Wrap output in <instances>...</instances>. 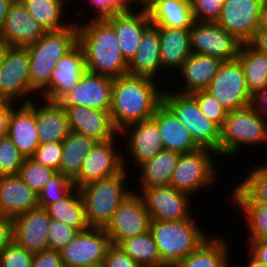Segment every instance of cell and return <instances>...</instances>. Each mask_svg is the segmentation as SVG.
<instances>
[{
    "instance_id": "obj_13",
    "label": "cell",
    "mask_w": 267,
    "mask_h": 267,
    "mask_svg": "<svg viewBox=\"0 0 267 267\" xmlns=\"http://www.w3.org/2000/svg\"><path fill=\"white\" fill-rule=\"evenodd\" d=\"M150 222L142 197L133 191L113 213L112 219L104 229L111 244L118 245L126 238L148 232Z\"/></svg>"
},
{
    "instance_id": "obj_51",
    "label": "cell",
    "mask_w": 267,
    "mask_h": 267,
    "mask_svg": "<svg viewBox=\"0 0 267 267\" xmlns=\"http://www.w3.org/2000/svg\"><path fill=\"white\" fill-rule=\"evenodd\" d=\"M102 267H141L119 246L111 245L106 253Z\"/></svg>"
},
{
    "instance_id": "obj_29",
    "label": "cell",
    "mask_w": 267,
    "mask_h": 267,
    "mask_svg": "<svg viewBox=\"0 0 267 267\" xmlns=\"http://www.w3.org/2000/svg\"><path fill=\"white\" fill-rule=\"evenodd\" d=\"M160 40L162 69L178 71L192 54L190 29L157 27Z\"/></svg>"
},
{
    "instance_id": "obj_21",
    "label": "cell",
    "mask_w": 267,
    "mask_h": 267,
    "mask_svg": "<svg viewBox=\"0 0 267 267\" xmlns=\"http://www.w3.org/2000/svg\"><path fill=\"white\" fill-rule=\"evenodd\" d=\"M46 30L29 15L20 0H14L0 28V39L9 46L26 47L36 43Z\"/></svg>"
},
{
    "instance_id": "obj_54",
    "label": "cell",
    "mask_w": 267,
    "mask_h": 267,
    "mask_svg": "<svg viewBox=\"0 0 267 267\" xmlns=\"http://www.w3.org/2000/svg\"><path fill=\"white\" fill-rule=\"evenodd\" d=\"M249 241V242H248ZM246 252H249L256 260L267 265V240H247Z\"/></svg>"
},
{
    "instance_id": "obj_52",
    "label": "cell",
    "mask_w": 267,
    "mask_h": 267,
    "mask_svg": "<svg viewBox=\"0 0 267 267\" xmlns=\"http://www.w3.org/2000/svg\"><path fill=\"white\" fill-rule=\"evenodd\" d=\"M31 267H64L60 251L46 249L34 253Z\"/></svg>"
},
{
    "instance_id": "obj_6",
    "label": "cell",
    "mask_w": 267,
    "mask_h": 267,
    "mask_svg": "<svg viewBox=\"0 0 267 267\" xmlns=\"http://www.w3.org/2000/svg\"><path fill=\"white\" fill-rule=\"evenodd\" d=\"M162 103L187 128L199 147L212 149L219 157L220 128L201 112L191 94L165 90Z\"/></svg>"
},
{
    "instance_id": "obj_25",
    "label": "cell",
    "mask_w": 267,
    "mask_h": 267,
    "mask_svg": "<svg viewBox=\"0 0 267 267\" xmlns=\"http://www.w3.org/2000/svg\"><path fill=\"white\" fill-rule=\"evenodd\" d=\"M223 61L220 58L192 53L177 71L181 74L179 81L183 83L180 91L182 94H192L197 91L206 90L213 78L216 76ZM184 81V82H183Z\"/></svg>"
},
{
    "instance_id": "obj_10",
    "label": "cell",
    "mask_w": 267,
    "mask_h": 267,
    "mask_svg": "<svg viewBox=\"0 0 267 267\" xmlns=\"http://www.w3.org/2000/svg\"><path fill=\"white\" fill-rule=\"evenodd\" d=\"M206 91L228 112L247 107L251 102L243 68L237 59L223 61Z\"/></svg>"
},
{
    "instance_id": "obj_2",
    "label": "cell",
    "mask_w": 267,
    "mask_h": 267,
    "mask_svg": "<svg viewBox=\"0 0 267 267\" xmlns=\"http://www.w3.org/2000/svg\"><path fill=\"white\" fill-rule=\"evenodd\" d=\"M88 18L86 23H77L86 70L112 79L128 74V63L121 55L113 27L105 19Z\"/></svg>"
},
{
    "instance_id": "obj_1",
    "label": "cell",
    "mask_w": 267,
    "mask_h": 267,
    "mask_svg": "<svg viewBox=\"0 0 267 267\" xmlns=\"http://www.w3.org/2000/svg\"><path fill=\"white\" fill-rule=\"evenodd\" d=\"M141 76L126 74L113 79L110 117L114 127L121 131L125 126L152 118L162 104L164 86Z\"/></svg>"
},
{
    "instance_id": "obj_47",
    "label": "cell",
    "mask_w": 267,
    "mask_h": 267,
    "mask_svg": "<svg viewBox=\"0 0 267 267\" xmlns=\"http://www.w3.org/2000/svg\"><path fill=\"white\" fill-rule=\"evenodd\" d=\"M95 15L91 19H105L119 12H129L137 8V0H89Z\"/></svg>"
},
{
    "instance_id": "obj_48",
    "label": "cell",
    "mask_w": 267,
    "mask_h": 267,
    "mask_svg": "<svg viewBox=\"0 0 267 267\" xmlns=\"http://www.w3.org/2000/svg\"><path fill=\"white\" fill-rule=\"evenodd\" d=\"M194 20L197 22H216L225 0H189Z\"/></svg>"
},
{
    "instance_id": "obj_60",
    "label": "cell",
    "mask_w": 267,
    "mask_h": 267,
    "mask_svg": "<svg viewBox=\"0 0 267 267\" xmlns=\"http://www.w3.org/2000/svg\"><path fill=\"white\" fill-rule=\"evenodd\" d=\"M160 1L165 0H137V8L148 13Z\"/></svg>"
},
{
    "instance_id": "obj_62",
    "label": "cell",
    "mask_w": 267,
    "mask_h": 267,
    "mask_svg": "<svg viewBox=\"0 0 267 267\" xmlns=\"http://www.w3.org/2000/svg\"><path fill=\"white\" fill-rule=\"evenodd\" d=\"M7 44H5L1 39H0V66H1V62L3 60L5 51L7 49Z\"/></svg>"
},
{
    "instance_id": "obj_35",
    "label": "cell",
    "mask_w": 267,
    "mask_h": 267,
    "mask_svg": "<svg viewBox=\"0 0 267 267\" xmlns=\"http://www.w3.org/2000/svg\"><path fill=\"white\" fill-rule=\"evenodd\" d=\"M96 142L91 137L70 131L62 141L60 172L74 181L80 174L84 159Z\"/></svg>"
},
{
    "instance_id": "obj_30",
    "label": "cell",
    "mask_w": 267,
    "mask_h": 267,
    "mask_svg": "<svg viewBox=\"0 0 267 267\" xmlns=\"http://www.w3.org/2000/svg\"><path fill=\"white\" fill-rule=\"evenodd\" d=\"M77 20L57 31H46L36 43L26 46L29 58L61 59L78 43Z\"/></svg>"
},
{
    "instance_id": "obj_41",
    "label": "cell",
    "mask_w": 267,
    "mask_h": 267,
    "mask_svg": "<svg viewBox=\"0 0 267 267\" xmlns=\"http://www.w3.org/2000/svg\"><path fill=\"white\" fill-rule=\"evenodd\" d=\"M56 172L55 169L37 163L31 157H26L18 175L38 194Z\"/></svg>"
},
{
    "instance_id": "obj_40",
    "label": "cell",
    "mask_w": 267,
    "mask_h": 267,
    "mask_svg": "<svg viewBox=\"0 0 267 267\" xmlns=\"http://www.w3.org/2000/svg\"><path fill=\"white\" fill-rule=\"evenodd\" d=\"M248 168L244 179L236 186L255 204L267 205V166L259 164ZM243 179V180H242Z\"/></svg>"
},
{
    "instance_id": "obj_14",
    "label": "cell",
    "mask_w": 267,
    "mask_h": 267,
    "mask_svg": "<svg viewBox=\"0 0 267 267\" xmlns=\"http://www.w3.org/2000/svg\"><path fill=\"white\" fill-rule=\"evenodd\" d=\"M119 137L122 136L117 134L111 140L94 144L83 161L79 176L73 181L77 189L88 183L115 176L124 169L123 149L118 150L120 148L116 147Z\"/></svg>"
},
{
    "instance_id": "obj_46",
    "label": "cell",
    "mask_w": 267,
    "mask_h": 267,
    "mask_svg": "<svg viewBox=\"0 0 267 267\" xmlns=\"http://www.w3.org/2000/svg\"><path fill=\"white\" fill-rule=\"evenodd\" d=\"M79 231L59 220L50 218L48 227V249L60 251L68 245Z\"/></svg>"
},
{
    "instance_id": "obj_57",
    "label": "cell",
    "mask_w": 267,
    "mask_h": 267,
    "mask_svg": "<svg viewBox=\"0 0 267 267\" xmlns=\"http://www.w3.org/2000/svg\"><path fill=\"white\" fill-rule=\"evenodd\" d=\"M247 43L256 51L267 55V31L256 30Z\"/></svg>"
},
{
    "instance_id": "obj_63",
    "label": "cell",
    "mask_w": 267,
    "mask_h": 267,
    "mask_svg": "<svg viewBox=\"0 0 267 267\" xmlns=\"http://www.w3.org/2000/svg\"><path fill=\"white\" fill-rule=\"evenodd\" d=\"M159 267H179L177 264H167V265H161Z\"/></svg>"
},
{
    "instance_id": "obj_8",
    "label": "cell",
    "mask_w": 267,
    "mask_h": 267,
    "mask_svg": "<svg viewBox=\"0 0 267 267\" xmlns=\"http://www.w3.org/2000/svg\"><path fill=\"white\" fill-rule=\"evenodd\" d=\"M32 96L39 98L30 82L28 50L8 45L0 66V99L30 103Z\"/></svg>"
},
{
    "instance_id": "obj_55",
    "label": "cell",
    "mask_w": 267,
    "mask_h": 267,
    "mask_svg": "<svg viewBox=\"0 0 267 267\" xmlns=\"http://www.w3.org/2000/svg\"><path fill=\"white\" fill-rule=\"evenodd\" d=\"M16 104L18 103L0 99V139L7 136L9 117Z\"/></svg>"
},
{
    "instance_id": "obj_32",
    "label": "cell",
    "mask_w": 267,
    "mask_h": 267,
    "mask_svg": "<svg viewBox=\"0 0 267 267\" xmlns=\"http://www.w3.org/2000/svg\"><path fill=\"white\" fill-rule=\"evenodd\" d=\"M180 154L170 150H163L150 160L142 163L136 171L139 174L137 183L139 188L169 185L174 169L177 166ZM141 186V187H140Z\"/></svg>"
},
{
    "instance_id": "obj_4",
    "label": "cell",
    "mask_w": 267,
    "mask_h": 267,
    "mask_svg": "<svg viewBox=\"0 0 267 267\" xmlns=\"http://www.w3.org/2000/svg\"><path fill=\"white\" fill-rule=\"evenodd\" d=\"M198 225L195 217L182 221L150 222L149 231L164 265L178 264L211 236Z\"/></svg>"
},
{
    "instance_id": "obj_24",
    "label": "cell",
    "mask_w": 267,
    "mask_h": 267,
    "mask_svg": "<svg viewBox=\"0 0 267 267\" xmlns=\"http://www.w3.org/2000/svg\"><path fill=\"white\" fill-rule=\"evenodd\" d=\"M37 207L38 194L19 175L0 176V217L13 218Z\"/></svg>"
},
{
    "instance_id": "obj_5",
    "label": "cell",
    "mask_w": 267,
    "mask_h": 267,
    "mask_svg": "<svg viewBox=\"0 0 267 267\" xmlns=\"http://www.w3.org/2000/svg\"><path fill=\"white\" fill-rule=\"evenodd\" d=\"M267 145V120L249 105L227 113L220 128L219 157L232 158L243 146Z\"/></svg>"
},
{
    "instance_id": "obj_56",
    "label": "cell",
    "mask_w": 267,
    "mask_h": 267,
    "mask_svg": "<svg viewBox=\"0 0 267 267\" xmlns=\"http://www.w3.org/2000/svg\"><path fill=\"white\" fill-rule=\"evenodd\" d=\"M12 218L0 217V254L12 240Z\"/></svg>"
},
{
    "instance_id": "obj_9",
    "label": "cell",
    "mask_w": 267,
    "mask_h": 267,
    "mask_svg": "<svg viewBox=\"0 0 267 267\" xmlns=\"http://www.w3.org/2000/svg\"><path fill=\"white\" fill-rule=\"evenodd\" d=\"M133 190L142 197L151 221H182L194 216L190 209L193 196L170 185Z\"/></svg>"
},
{
    "instance_id": "obj_31",
    "label": "cell",
    "mask_w": 267,
    "mask_h": 267,
    "mask_svg": "<svg viewBox=\"0 0 267 267\" xmlns=\"http://www.w3.org/2000/svg\"><path fill=\"white\" fill-rule=\"evenodd\" d=\"M212 235L177 265L179 267H232L228 238L225 240V235L224 238L222 235Z\"/></svg>"
},
{
    "instance_id": "obj_26",
    "label": "cell",
    "mask_w": 267,
    "mask_h": 267,
    "mask_svg": "<svg viewBox=\"0 0 267 267\" xmlns=\"http://www.w3.org/2000/svg\"><path fill=\"white\" fill-rule=\"evenodd\" d=\"M35 101L37 102L36 129L39 143L62 142L70 133L65 108L59 102L42 98L40 103H38V99Z\"/></svg>"
},
{
    "instance_id": "obj_28",
    "label": "cell",
    "mask_w": 267,
    "mask_h": 267,
    "mask_svg": "<svg viewBox=\"0 0 267 267\" xmlns=\"http://www.w3.org/2000/svg\"><path fill=\"white\" fill-rule=\"evenodd\" d=\"M152 118L158 125L165 150L183 154L200 148L191 138L187 128L163 103L156 109Z\"/></svg>"
},
{
    "instance_id": "obj_18",
    "label": "cell",
    "mask_w": 267,
    "mask_h": 267,
    "mask_svg": "<svg viewBox=\"0 0 267 267\" xmlns=\"http://www.w3.org/2000/svg\"><path fill=\"white\" fill-rule=\"evenodd\" d=\"M85 55L82 46L77 43L57 61L48 88L39 95V99L59 102L86 72Z\"/></svg>"
},
{
    "instance_id": "obj_53",
    "label": "cell",
    "mask_w": 267,
    "mask_h": 267,
    "mask_svg": "<svg viewBox=\"0 0 267 267\" xmlns=\"http://www.w3.org/2000/svg\"><path fill=\"white\" fill-rule=\"evenodd\" d=\"M250 106L259 116L267 120V86L251 95Z\"/></svg>"
},
{
    "instance_id": "obj_43",
    "label": "cell",
    "mask_w": 267,
    "mask_h": 267,
    "mask_svg": "<svg viewBox=\"0 0 267 267\" xmlns=\"http://www.w3.org/2000/svg\"><path fill=\"white\" fill-rule=\"evenodd\" d=\"M56 59L29 58V72L32 89L40 95L48 88Z\"/></svg>"
},
{
    "instance_id": "obj_12",
    "label": "cell",
    "mask_w": 267,
    "mask_h": 267,
    "mask_svg": "<svg viewBox=\"0 0 267 267\" xmlns=\"http://www.w3.org/2000/svg\"><path fill=\"white\" fill-rule=\"evenodd\" d=\"M191 51L194 54L232 61L238 56L242 42L216 22L195 21L190 28Z\"/></svg>"
},
{
    "instance_id": "obj_44",
    "label": "cell",
    "mask_w": 267,
    "mask_h": 267,
    "mask_svg": "<svg viewBox=\"0 0 267 267\" xmlns=\"http://www.w3.org/2000/svg\"><path fill=\"white\" fill-rule=\"evenodd\" d=\"M25 158L8 136L0 139V176L18 175Z\"/></svg>"
},
{
    "instance_id": "obj_45",
    "label": "cell",
    "mask_w": 267,
    "mask_h": 267,
    "mask_svg": "<svg viewBox=\"0 0 267 267\" xmlns=\"http://www.w3.org/2000/svg\"><path fill=\"white\" fill-rule=\"evenodd\" d=\"M198 103L201 112L219 128L223 126L228 111L206 90L191 94Z\"/></svg>"
},
{
    "instance_id": "obj_23",
    "label": "cell",
    "mask_w": 267,
    "mask_h": 267,
    "mask_svg": "<svg viewBox=\"0 0 267 267\" xmlns=\"http://www.w3.org/2000/svg\"><path fill=\"white\" fill-rule=\"evenodd\" d=\"M7 136L25 156L31 157L39 147L36 129V102L20 103L12 108Z\"/></svg>"
},
{
    "instance_id": "obj_20",
    "label": "cell",
    "mask_w": 267,
    "mask_h": 267,
    "mask_svg": "<svg viewBox=\"0 0 267 267\" xmlns=\"http://www.w3.org/2000/svg\"><path fill=\"white\" fill-rule=\"evenodd\" d=\"M105 20L113 27L121 55L129 63L138 50L144 31L152 24L149 13L136 8L113 14Z\"/></svg>"
},
{
    "instance_id": "obj_58",
    "label": "cell",
    "mask_w": 267,
    "mask_h": 267,
    "mask_svg": "<svg viewBox=\"0 0 267 267\" xmlns=\"http://www.w3.org/2000/svg\"><path fill=\"white\" fill-rule=\"evenodd\" d=\"M257 30L267 31V0L261 7Z\"/></svg>"
},
{
    "instance_id": "obj_39",
    "label": "cell",
    "mask_w": 267,
    "mask_h": 267,
    "mask_svg": "<svg viewBox=\"0 0 267 267\" xmlns=\"http://www.w3.org/2000/svg\"><path fill=\"white\" fill-rule=\"evenodd\" d=\"M117 246L141 267H159L164 265L159 259V251L150 231L142 235L126 238Z\"/></svg>"
},
{
    "instance_id": "obj_22",
    "label": "cell",
    "mask_w": 267,
    "mask_h": 267,
    "mask_svg": "<svg viewBox=\"0 0 267 267\" xmlns=\"http://www.w3.org/2000/svg\"><path fill=\"white\" fill-rule=\"evenodd\" d=\"M70 131L86 135L97 142L114 138L119 131L114 127L108 111L85 106H63Z\"/></svg>"
},
{
    "instance_id": "obj_16",
    "label": "cell",
    "mask_w": 267,
    "mask_h": 267,
    "mask_svg": "<svg viewBox=\"0 0 267 267\" xmlns=\"http://www.w3.org/2000/svg\"><path fill=\"white\" fill-rule=\"evenodd\" d=\"M113 79L86 71L81 80L60 101L62 106H85L110 111Z\"/></svg>"
},
{
    "instance_id": "obj_42",
    "label": "cell",
    "mask_w": 267,
    "mask_h": 267,
    "mask_svg": "<svg viewBox=\"0 0 267 267\" xmlns=\"http://www.w3.org/2000/svg\"><path fill=\"white\" fill-rule=\"evenodd\" d=\"M75 188L72 180L61 172H56L46 186L38 193V204L41 208L66 197Z\"/></svg>"
},
{
    "instance_id": "obj_11",
    "label": "cell",
    "mask_w": 267,
    "mask_h": 267,
    "mask_svg": "<svg viewBox=\"0 0 267 267\" xmlns=\"http://www.w3.org/2000/svg\"><path fill=\"white\" fill-rule=\"evenodd\" d=\"M104 228L89 227L60 250L64 267H100L111 246Z\"/></svg>"
},
{
    "instance_id": "obj_36",
    "label": "cell",
    "mask_w": 267,
    "mask_h": 267,
    "mask_svg": "<svg viewBox=\"0 0 267 267\" xmlns=\"http://www.w3.org/2000/svg\"><path fill=\"white\" fill-rule=\"evenodd\" d=\"M25 9L46 31H57L68 27L65 9L69 0H20ZM66 4V5H65ZM67 20V21H66Z\"/></svg>"
},
{
    "instance_id": "obj_3",
    "label": "cell",
    "mask_w": 267,
    "mask_h": 267,
    "mask_svg": "<svg viewBox=\"0 0 267 267\" xmlns=\"http://www.w3.org/2000/svg\"><path fill=\"white\" fill-rule=\"evenodd\" d=\"M125 168L112 177L86 184L79 188L90 227L105 228L120 204L134 191L126 185Z\"/></svg>"
},
{
    "instance_id": "obj_33",
    "label": "cell",
    "mask_w": 267,
    "mask_h": 267,
    "mask_svg": "<svg viewBox=\"0 0 267 267\" xmlns=\"http://www.w3.org/2000/svg\"><path fill=\"white\" fill-rule=\"evenodd\" d=\"M232 190L228 198L247 223L246 240H267V205L253 203L236 185Z\"/></svg>"
},
{
    "instance_id": "obj_17",
    "label": "cell",
    "mask_w": 267,
    "mask_h": 267,
    "mask_svg": "<svg viewBox=\"0 0 267 267\" xmlns=\"http://www.w3.org/2000/svg\"><path fill=\"white\" fill-rule=\"evenodd\" d=\"M265 0H225L216 23L247 43L257 30L260 10Z\"/></svg>"
},
{
    "instance_id": "obj_50",
    "label": "cell",
    "mask_w": 267,
    "mask_h": 267,
    "mask_svg": "<svg viewBox=\"0 0 267 267\" xmlns=\"http://www.w3.org/2000/svg\"><path fill=\"white\" fill-rule=\"evenodd\" d=\"M33 255L12 241L0 254V267H31Z\"/></svg>"
},
{
    "instance_id": "obj_15",
    "label": "cell",
    "mask_w": 267,
    "mask_h": 267,
    "mask_svg": "<svg viewBox=\"0 0 267 267\" xmlns=\"http://www.w3.org/2000/svg\"><path fill=\"white\" fill-rule=\"evenodd\" d=\"M119 135L123 136L122 138L125 137L126 140L124 147L127 148L125 152L127 154L123 152V166L126 170L130 164L127 162L129 156V160L133 159L135 163L133 167L138 168L142 163L164 150L158 125L153 118L129 124L119 131Z\"/></svg>"
},
{
    "instance_id": "obj_49",
    "label": "cell",
    "mask_w": 267,
    "mask_h": 267,
    "mask_svg": "<svg viewBox=\"0 0 267 267\" xmlns=\"http://www.w3.org/2000/svg\"><path fill=\"white\" fill-rule=\"evenodd\" d=\"M62 154V142L43 143L39 145L31 158L37 163L60 172Z\"/></svg>"
},
{
    "instance_id": "obj_37",
    "label": "cell",
    "mask_w": 267,
    "mask_h": 267,
    "mask_svg": "<svg viewBox=\"0 0 267 267\" xmlns=\"http://www.w3.org/2000/svg\"><path fill=\"white\" fill-rule=\"evenodd\" d=\"M45 209L50 218L76 228L79 232L90 227L79 189L76 187L66 197L48 205Z\"/></svg>"
},
{
    "instance_id": "obj_19",
    "label": "cell",
    "mask_w": 267,
    "mask_h": 267,
    "mask_svg": "<svg viewBox=\"0 0 267 267\" xmlns=\"http://www.w3.org/2000/svg\"><path fill=\"white\" fill-rule=\"evenodd\" d=\"M50 217L45 208L37 207L12 218V240L32 253L48 249Z\"/></svg>"
},
{
    "instance_id": "obj_7",
    "label": "cell",
    "mask_w": 267,
    "mask_h": 267,
    "mask_svg": "<svg viewBox=\"0 0 267 267\" xmlns=\"http://www.w3.org/2000/svg\"><path fill=\"white\" fill-rule=\"evenodd\" d=\"M217 153L208 148L200 147L195 151L180 154L177 166L173 171L169 185L178 191L192 196L214 187L218 180L215 168ZM199 191V192H198Z\"/></svg>"
},
{
    "instance_id": "obj_59",
    "label": "cell",
    "mask_w": 267,
    "mask_h": 267,
    "mask_svg": "<svg viewBox=\"0 0 267 267\" xmlns=\"http://www.w3.org/2000/svg\"><path fill=\"white\" fill-rule=\"evenodd\" d=\"M13 2L14 0H0V28L2 27L5 17L7 16Z\"/></svg>"
},
{
    "instance_id": "obj_34",
    "label": "cell",
    "mask_w": 267,
    "mask_h": 267,
    "mask_svg": "<svg viewBox=\"0 0 267 267\" xmlns=\"http://www.w3.org/2000/svg\"><path fill=\"white\" fill-rule=\"evenodd\" d=\"M156 27L190 29L195 22L189 0H165L149 12Z\"/></svg>"
},
{
    "instance_id": "obj_61",
    "label": "cell",
    "mask_w": 267,
    "mask_h": 267,
    "mask_svg": "<svg viewBox=\"0 0 267 267\" xmlns=\"http://www.w3.org/2000/svg\"><path fill=\"white\" fill-rule=\"evenodd\" d=\"M247 255H249V257H248V260L245 259L247 262H246V265L243 267H267V265L256 260L250 253H248Z\"/></svg>"
},
{
    "instance_id": "obj_38",
    "label": "cell",
    "mask_w": 267,
    "mask_h": 267,
    "mask_svg": "<svg viewBox=\"0 0 267 267\" xmlns=\"http://www.w3.org/2000/svg\"><path fill=\"white\" fill-rule=\"evenodd\" d=\"M236 59L243 68L251 95L267 86V55L256 51L248 43H242Z\"/></svg>"
},
{
    "instance_id": "obj_27",
    "label": "cell",
    "mask_w": 267,
    "mask_h": 267,
    "mask_svg": "<svg viewBox=\"0 0 267 267\" xmlns=\"http://www.w3.org/2000/svg\"><path fill=\"white\" fill-rule=\"evenodd\" d=\"M138 50L128 63V74L158 80L162 64L158 28L151 24L143 33Z\"/></svg>"
}]
</instances>
